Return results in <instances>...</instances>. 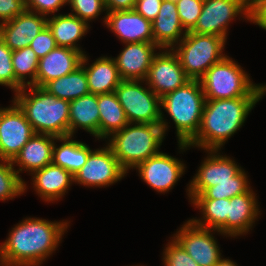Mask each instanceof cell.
I'll use <instances>...</instances> for the list:
<instances>
[{"instance_id":"6da1fadb","label":"cell","mask_w":266,"mask_h":266,"mask_svg":"<svg viewBox=\"0 0 266 266\" xmlns=\"http://www.w3.org/2000/svg\"><path fill=\"white\" fill-rule=\"evenodd\" d=\"M67 222L27 218L0 245L1 266H39L58 247Z\"/></svg>"},{"instance_id":"7a4b0ae2","label":"cell","mask_w":266,"mask_h":266,"mask_svg":"<svg viewBox=\"0 0 266 266\" xmlns=\"http://www.w3.org/2000/svg\"><path fill=\"white\" fill-rule=\"evenodd\" d=\"M262 97H238L206 100L200 127L188 143H179L180 149L197 146L205 150H219L239 130L249 112Z\"/></svg>"},{"instance_id":"3957f363","label":"cell","mask_w":266,"mask_h":266,"mask_svg":"<svg viewBox=\"0 0 266 266\" xmlns=\"http://www.w3.org/2000/svg\"><path fill=\"white\" fill-rule=\"evenodd\" d=\"M16 92L14 102L24 112L26 119L37 134L57 138L69 136L70 102L57 98L43 87L29 86Z\"/></svg>"},{"instance_id":"277c9868","label":"cell","mask_w":266,"mask_h":266,"mask_svg":"<svg viewBox=\"0 0 266 266\" xmlns=\"http://www.w3.org/2000/svg\"><path fill=\"white\" fill-rule=\"evenodd\" d=\"M132 125L128 123L108 137V146L126 171L160 153L159 147L165 137L160 124Z\"/></svg>"},{"instance_id":"5b68a950","label":"cell","mask_w":266,"mask_h":266,"mask_svg":"<svg viewBox=\"0 0 266 266\" xmlns=\"http://www.w3.org/2000/svg\"><path fill=\"white\" fill-rule=\"evenodd\" d=\"M206 100L262 97L266 85H255L238 63L226 56L199 79Z\"/></svg>"},{"instance_id":"8992f818","label":"cell","mask_w":266,"mask_h":266,"mask_svg":"<svg viewBox=\"0 0 266 266\" xmlns=\"http://www.w3.org/2000/svg\"><path fill=\"white\" fill-rule=\"evenodd\" d=\"M205 101L201 83L196 79L161 98L160 106L175 123L178 143H188L197 134Z\"/></svg>"},{"instance_id":"52a82bcc","label":"cell","mask_w":266,"mask_h":266,"mask_svg":"<svg viewBox=\"0 0 266 266\" xmlns=\"http://www.w3.org/2000/svg\"><path fill=\"white\" fill-rule=\"evenodd\" d=\"M226 39L208 34L187 31L184 38L172 48L190 79L199 80L214 64L222 61ZM176 49V50H174Z\"/></svg>"},{"instance_id":"ba28073f","label":"cell","mask_w":266,"mask_h":266,"mask_svg":"<svg viewBox=\"0 0 266 266\" xmlns=\"http://www.w3.org/2000/svg\"><path fill=\"white\" fill-rule=\"evenodd\" d=\"M144 80H122L115 89V94L125 111L129 123L160 124L164 134L168 122L163 118L161 98L150 88L141 86Z\"/></svg>"},{"instance_id":"9c48e42d","label":"cell","mask_w":266,"mask_h":266,"mask_svg":"<svg viewBox=\"0 0 266 266\" xmlns=\"http://www.w3.org/2000/svg\"><path fill=\"white\" fill-rule=\"evenodd\" d=\"M242 14L249 20V0H204L202 12L191 32L227 39L229 22Z\"/></svg>"},{"instance_id":"30bf717a","label":"cell","mask_w":266,"mask_h":266,"mask_svg":"<svg viewBox=\"0 0 266 266\" xmlns=\"http://www.w3.org/2000/svg\"><path fill=\"white\" fill-rule=\"evenodd\" d=\"M126 173L107 145L91 151L86 163L73 176L74 182L78 184L105 187L120 181Z\"/></svg>"},{"instance_id":"8fae6325","label":"cell","mask_w":266,"mask_h":266,"mask_svg":"<svg viewBox=\"0 0 266 266\" xmlns=\"http://www.w3.org/2000/svg\"><path fill=\"white\" fill-rule=\"evenodd\" d=\"M0 108V160L12 161L35 134L24 112L14 102Z\"/></svg>"},{"instance_id":"7c38bea8","label":"cell","mask_w":266,"mask_h":266,"mask_svg":"<svg viewBox=\"0 0 266 266\" xmlns=\"http://www.w3.org/2000/svg\"><path fill=\"white\" fill-rule=\"evenodd\" d=\"M177 233L173 238L198 266H215L222 259L211 229L198 226L190 219Z\"/></svg>"},{"instance_id":"4fadbf2b","label":"cell","mask_w":266,"mask_h":266,"mask_svg":"<svg viewBox=\"0 0 266 266\" xmlns=\"http://www.w3.org/2000/svg\"><path fill=\"white\" fill-rule=\"evenodd\" d=\"M190 78L185 74L177 55L172 49L156 54L152 60L146 85L160 98L187 83Z\"/></svg>"},{"instance_id":"5bb4252c","label":"cell","mask_w":266,"mask_h":266,"mask_svg":"<svg viewBox=\"0 0 266 266\" xmlns=\"http://www.w3.org/2000/svg\"><path fill=\"white\" fill-rule=\"evenodd\" d=\"M182 161L166 154L158 153L138 164L140 177L157 192H167L182 177L185 166Z\"/></svg>"},{"instance_id":"9a60e30c","label":"cell","mask_w":266,"mask_h":266,"mask_svg":"<svg viewBox=\"0 0 266 266\" xmlns=\"http://www.w3.org/2000/svg\"><path fill=\"white\" fill-rule=\"evenodd\" d=\"M206 151H210V155L203 161L188 186L187 190L190 199L195 195L201 194L206 188L217 185L218 182L233 181V177L241 170V167L230 157L219 155L217 153L219 150Z\"/></svg>"},{"instance_id":"2e32d148","label":"cell","mask_w":266,"mask_h":266,"mask_svg":"<svg viewBox=\"0 0 266 266\" xmlns=\"http://www.w3.org/2000/svg\"><path fill=\"white\" fill-rule=\"evenodd\" d=\"M46 26V16L25 10L14 19L0 24V39L12 51L30 47L35 36Z\"/></svg>"},{"instance_id":"e0dca14e","label":"cell","mask_w":266,"mask_h":266,"mask_svg":"<svg viewBox=\"0 0 266 266\" xmlns=\"http://www.w3.org/2000/svg\"><path fill=\"white\" fill-rule=\"evenodd\" d=\"M104 23L126 43H154L152 22L134 9L106 12Z\"/></svg>"},{"instance_id":"ac0fdd59","label":"cell","mask_w":266,"mask_h":266,"mask_svg":"<svg viewBox=\"0 0 266 266\" xmlns=\"http://www.w3.org/2000/svg\"><path fill=\"white\" fill-rule=\"evenodd\" d=\"M83 51L56 46L39 59L36 81L33 86L44 87L51 80L75 71L81 66Z\"/></svg>"},{"instance_id":"d6986e66","label":"cell","mask_w":266,"mask_h":266,"mask_svg":"<svg viewBox=\"0 0 266 266\" xmlns=\"http://www.w3.org/2000/svg\"><path fill=\"white\" fill-rule=\"evenodd\" d=\"M155 43H126L125 48L113 58L122 80H145L157 53Z\"/></svg>"},{"instance_id":"ffe728a7","label":"cell","mask_w":266,"mask_h":266,"mask_svg":"<svg viewBox=\"0 0 266 266\" xmlns=\"http://www.w3.org/2000/svg\"><path fill=\"white\" fill-rule=\"evenodd\" d=\"M256 201V195L251 188L243 194L228 199L227 222L218 232L231 237L246 234L260 212Z\"/></svg>"},{"instance_id":"44dd1931","label":"cell","mask_w":266,"mask_h":266,"mask_svg":"<svg viewBox=\"0 0 266 266\" xmlns=\"http://www.w3.org/2000/svg\"><path fill=\"white\" fill-rule=\"evenodd\" d=\"M183 30L176 3L163 0L157 17L152 21L154 43L159 48L172 49L187 33Z\"/></svg>"},{"instance_id":"7402d4cb","label":"cell","mask_w":266,"mask_h":266,"mask_svg":"<svg viewBox=\"0 0 266 266\" xmlns=\"http://www.w3.org/2000/svg\"><path fill=\"white\" fill-rule=\"evenodd\" d=\"M54 140L57 137L35 133L11 161L19 165L17 174L26 170L32 173L52 163Z\"/></svg>"},{"instance_id":"603a6c76","label":"cell","mask_w":266,"mask_h":266,"mask_svg":"<svg viewBox=\"0 0 266 266\" xmlns=\"http://www.w3.org/2000/svg\"><path fill=\"white\" fill-rule=\"evenodd\" d=\"M31 174H33L35 191L48 202L64 196L66 190L74 182V176L69 171L53 163Z\"/></svg>"},{"instance_id":"cb8c5ba5","label":"cell","mask_w":266,"mask_h":266,"mask_svg":"<svg viewBox=\"0 0 266 266\" xmlns=\"http://www.w3.org/2000/svg\"><path fill=\"white\" fill-rule=\"evenodd\" d=\"M83 55L81 66L85 70L89 92L95 95L115 92L122 81L115 60L111 57H100L86 67L88 58ZM86 63V64H85Z\"/></svg>"},{"instance_id":"d4e9b609","label":"cell","mask_w":266,"mask_h":266,"mask_svg":"<svg viewBox=\"0 0 266 266\" xmlns=\"http://www.w3.org/2000/svg\"><path fill=\"white\" fill-rule=\"evenodd\" d=\"M99 119L98 95L89 93L70 101L69 136L81 128L99 139Z\"/></svg>"},{"instance_id":"484cf974","label":"cell","mask_w":266,"mask_h":266,"mask_svg":"<svg viewBox=\"0 0 266 266\" xmlns=\"http://www.w3.org/2000/svg\"><path fill=\"white\" fill-rule=\"evenodd\" d=\"M47 26L54 36L57 46L82 51L76 42L88 32V23L69 13L47 18Z\"/></svg>"},{"instance_id":"4316f807","label":"cell","mask_w":266,"mask_h":266,"mask_svg":"<svg viewBox=\"0 0 266 266\" xmlns=\"http://www.w3.org/2000/svg\"><path fill=\"white\" fill-rule=\"evenodd\" d=\"M99 139H106L129 122L115 92L98 95Z\"/></svg>"},{"instance_id":"83f0119b","label":"cell","mask_w":266,"mask_h":266,"mask_svg":"<svg viewBox=\"0 0 266 266\" xmlns=\"http://www.w3.org/2000/svg\"><path fill=\"white\" fill-rule=\"evenodd\" d=\"M71 138V136L58 138L63 143L58 147L56 143L54 144L52 163L74 175L86 163L92 150L85 143Z\"/></svg>"},{"instance_id":"f1b7e54d","label":"cell","mask_w":266,"mask_h":266,"mask_svg":"<svg viewBox=\"0 0 266 266\" xmlns=\"http://www.w3.org/2000/svg\"><path fill=\"white\" fill-rule=\"evenodd\" d=\"M43 88L53 96L69 102L90 93L85 70L82 66L72 73L51 80Z\"/></svg>"},{"instance_id":"f546056e","label":"cell","mask_w":266,"mask_h":266,"mask_svg":"<svg viewBox=\"0 0 266 266\" xmlns=\"http://www.w3.org/2000/svg\"><path fill=\"white\" fill-rule=\"evenodd\" d=\"M202 210L203 220L191 219L196 225L217 231L227 222L228 199H191Z\"/></svg>"},{"instance_id":"4dcf8cb0","label":"cell","mask_w":266,"mask_h":266,"mask_svg":"<svg viewBox=\"0 0 266 266\" xmlns=\"http://www.w3.org/2000/svg\"><path fill=\"white\" fill-rule=\"evenodd\" d=\"M249 189L246 173L241 169L233 177V181L218 182L217 185L206 188L201 194L195 195L192 199H231L247 192Z\"/></svg>"},{"instance_id":"1f68e13d","label":"cell","mask_w":266,"mask_h":266,"mask_svg":"<svg viewBox=\"0 0 266 266\" xmlns=\"http://www.w3.org/2000/svg\"><path fill=\"white\" fill-rule=\"evenodd\" d=\"M39 58L31 47L15 50L12 53V65L15 78L24 86H31L36 81ZM30 81H25L27 77ZM27 82V83H26Z\"/></svg>"},{"instance_id":"d6a6232c","label":"cell","mask_w":266,"mask_h":266,"mask_svg":"<svg viewBox=\"0 0 266 266\" xmlns=\"http://www.w3.org/2000/svg\"><path fill=\"white\" fill-rule=\"evenodd\" d=\"M0 200L13 199L26 190V183L17 174L11 161L0 160Z\"/></svg>"},{"instance_id":"836d02e7","label":"cell","mask_w":266,"mask_h":266,"mask_svg":"<svg viewBox=\"0 0 266 266\" xmlns=\"http://www.w3.org/2000/svg\"><path fill=\"white\" fill-rule=\"evenodd\" d=\"M12 53L13 51L0 39V85L9 86L18 92L24 86L15 78Z\"/></svg>"},{"instance_id":"e575fe53","label":"cell","mask_w":266,"mask_h":266,"mask_svg":"<svg viewBox=\"0 0 266 266\" xmlns=\"http://www.w3.org/2000/svg\"><path fill=\"white\" fill-rule=\"evenodd\" d=\"M204 0H180L176 3L184 31H191L197 24Z\"/></svg>"},{"instance_id":"d590c367","label":"cell","mask_w":266,"mask_h":266,"mask_svg":"<svg viewBox=\"0 0 266 266\" xmlns=\"http://www.w3.org/2000/svg\"><path fill=\"white\" fill-rule=\"evenodd\" d=\"M72 9V15L79 17L81 20L87 21L96 18L102 11H105L103 0H68Z\"/></svg>"},{"instance_id":"8d00e7d4","label":"cell","mask_w":266,"mask_h":266,"mask_svg":"<svg viewBox=\"0 0 266 266\" xmlns=\"http://www.w3.org/2000/svg\"><path fill=\"white\" fill-rule=\"evenodd\" d=\"M164 250V266H198L175 239Z\"/></svg>"},{"instance_id":"74e56055","label":"cell","mask_w":266,"mask_h":266,"mask_svg":"<svg viewBox=\"0 0 266 266\" xmlns=\"http://www.w3.org/2000/svg\"><path fill=\"white\" fill-rule=\"evenodd\" d=\"M54 36L49 30L48 26L41 30V32L35 36L32 40L30 47L36 53V56L40 59L47 55L56 47Z\"/></svg>"},{"instance_id":"f35d334b","label":"cell","mask_w":266,"mask_h":266,"mask_svg":"<svg viewBox=\"0 0 266 266\" xmlns=\"http://www.w3.org/2000/svg\"><path fill=\"white\" fill-rule=\"evenodd\" d=\"M24 3L26 10L47 16L58 11L68 0H24Z\"/></svg>"},{"instance_id":"ab89813d","label":"cell","mask_w":266,"mask_h":266,"mask_svg":"<svg viewBox=\"0 0 266 266\" xmlns=\"http://www.w3.org/2000/svg\"><path fill=\"white\" fill-rule=\"evenodd\" d=\"M25 10L24 0H0V24L14 19Z\"/></svg>"},{"instance_id":"60d3db41","label":"cell","mask_w":266,"mask_h":266,"mask_svg":"<svg viewBox=\"0 0 266 266\" xmlns=\"http://www.w3.org/2000/svg\"><path fill=\"white\" fill-rule=\"evenodd\" d=\"M163 0H136L134 10L146 20L153 21L160 10Z\"/></svg>"},{"instance_id":"b9f144b4","label":"cell","mask_w":266,"mask_h":266,"mask_svg":"<svg viewBox=\"0 0 266 266\" xmlns=\"http://www.w3.org/2000/svg\"><path fill=\"white\" fill-rule=\"evenodd\" d=\"M249 21L266 30V0H249Z\"/></svg>"},{"instance_id":"7bdbcfd3","label":"cell","mask_w":266,"mask_h":266,"mask_svg":"<svg viewBox=\"0 0 266 266\" xmlns=\"http://www.w3.org/2000/svg\"><path fill=\"white\" fill-rule=\"evenodd\" d=\"M107 12L132 10L135 8L136 0H103Z\"/></svg>"},{"instance_id":"ee69618b","label":"cell","mask_w":266,"mask_h":266,"mask_svg":"<svg viewBox=\"0 0 266 266\" xmlns=\"http://www.w3.org/2000/svg\"><path fill=\"white\" fill-rule=\"evenodd\" d=\"M215 266H237V265L233 261L223 258Z\"/></svg>"},{"instance_id":"f6af8a7d","label":"cell","mask_w":266,"mask_h":266,"mask_svg":"<svg viewBox=\"0 0 266 266\" xmlns=\"http://www.w3.org/2000/svg\"><path fill=\"white\" fill-rule=\"evenodd\" d=\"M166 1H170V2H172V3H177V2L180 1V0H166Z\"/></svg>"}]
</instances>
